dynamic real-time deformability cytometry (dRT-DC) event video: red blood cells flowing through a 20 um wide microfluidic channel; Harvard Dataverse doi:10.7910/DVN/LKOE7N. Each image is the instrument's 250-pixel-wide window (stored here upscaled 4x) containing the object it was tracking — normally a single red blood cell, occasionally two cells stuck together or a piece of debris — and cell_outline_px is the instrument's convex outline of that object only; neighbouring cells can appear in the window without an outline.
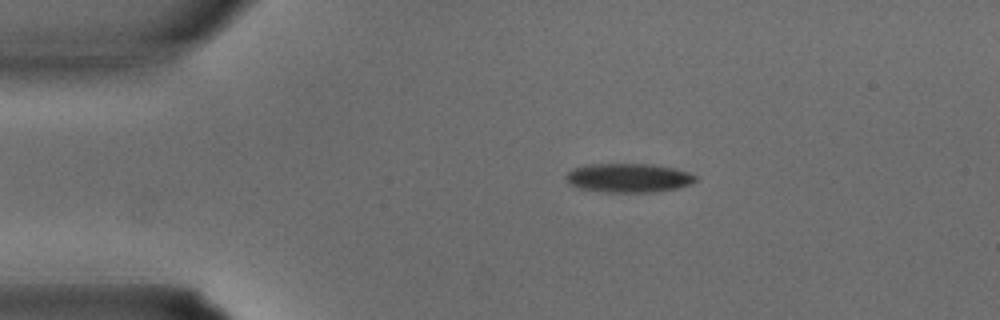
{"species": "common noctule bat (a hibernating species)", "species_latin": "Nyctalus noctula", "temperature_condition": "warm", "stored_images_in_passage": 28, "camera_frame_rate_fps": 3000, "um_per_image_px": 0.085, "animal": {"sex": "male", "body_mass_g": 15.6}, "frame": {"image": 1, "passage_image": 1, "time_ms": 0.0, "image_size_px": [1000, 320], "cell_outline_px": [[696, 180], [688, 184], [676, 188], [652, 192], [604, 192], [580, 188], [568, 184], [564, 176], [572, 168], [588, 164], [652, 164], [672, 168], [688, 172], [696, 176]], "centroid_in_image_um": [53.35, 15.11], "position_along_channel_um": 31.6, "area_um2": 21.79}}
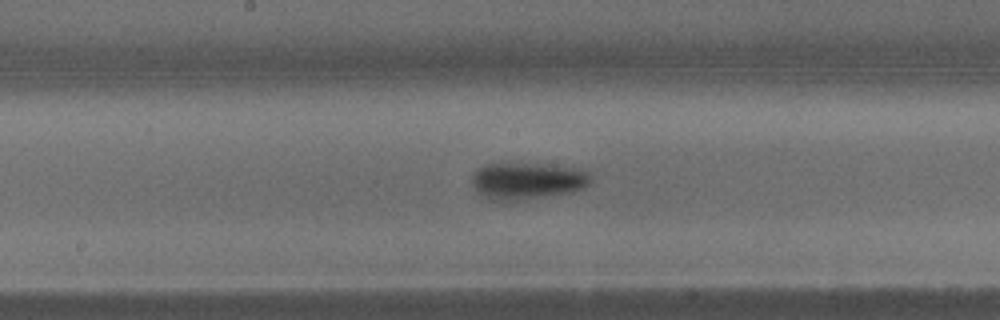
{"frame": {"image": 2, "passage_image": 12, "time_ms": 3.667, "image_size_px": [1000, 320], "cell_outline_px": [[592, 180], [584, 188], [572, 192], [520, 200], [488, 200], [472, 184], [472, 176], [476, 168], [484, 164], [544, 164], [580, 168], [588, 172], [592, 176]], "centroid_in_image_um": [44.85, 15.36], "position_along_channel_um": 203.3, "area_um2": 25.49}}
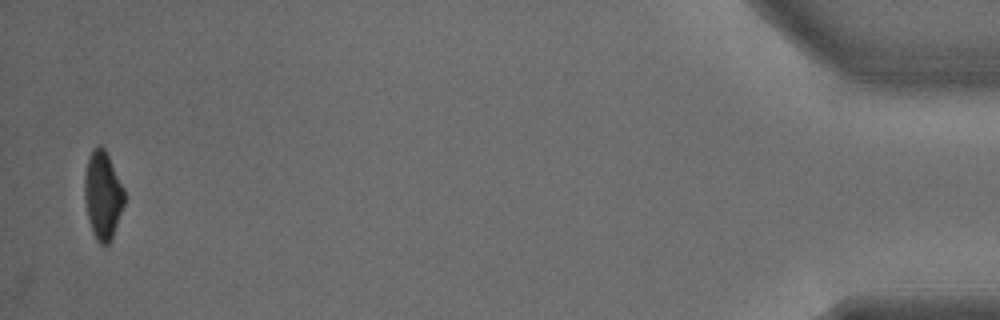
{"frame": {"image": 3, "passage_image": 28, "time_ms": 9.0, "image_size_px": [1000, 320], "cell_outline_px": [[124, 204], [112, 236], [108, 244], [100, 244], [96, 240], [92, 232], [88, 216], [84, 196], [84, 176], [88, 156], [92, 148], [96, 144], [100, 144], [104, 148], [124, 188]], "centroid_in_image_um": [8.71, 16.54], "position_along_channel_um": 426.5, "area_um2": 20.29}}